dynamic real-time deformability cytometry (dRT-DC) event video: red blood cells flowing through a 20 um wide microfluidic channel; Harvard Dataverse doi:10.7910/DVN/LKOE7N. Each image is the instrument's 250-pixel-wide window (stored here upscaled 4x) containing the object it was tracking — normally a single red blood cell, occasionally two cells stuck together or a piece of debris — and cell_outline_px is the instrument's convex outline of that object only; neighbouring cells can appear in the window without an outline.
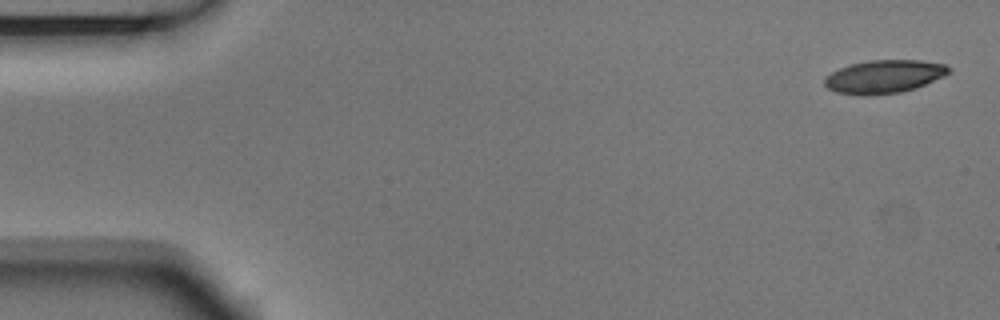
{"species": "Egyptian fruit bat (a non-hibernating species)", "species_latin": "Rousettus aegyptiacus", "temperature_condition": "room temperature", "stored_images_in_passage": 5, "camera_frame_rate_fps": 3000, "um_per_image_px": 0.085, "animal": {"sex": "male"}, "frame": {"image": 1, "passage_image": 1, "time_ms": 0.0, "image_size_px": [1000, 320], "cell_outline_px": [[952, 72], [944, 76], [916, 88], [900, 92], [868, 96], [860, 96], [836, 92], [828, 88], [824, 84], [824, 76], [840, 68], [852, 64], [868, 60], [920, 60], [944, 64], [952, 68]], "centroid_in_image_um": [75.15, 6.52], "position_along_channel_um": 9.8, "area_um2": 24.22}}
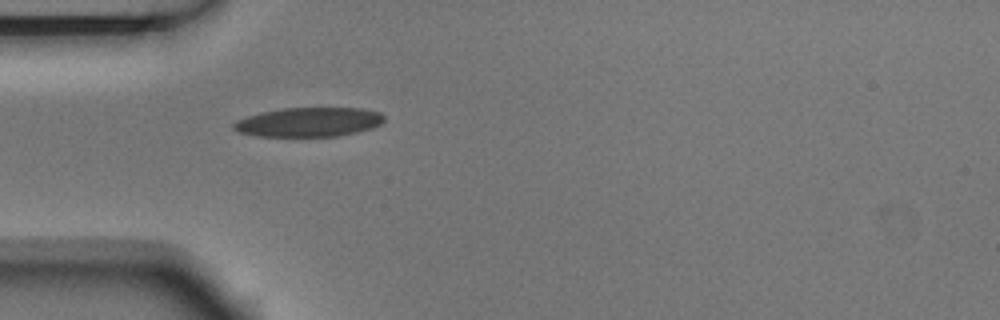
{"frame": {"image": 2, "passage_image": 5, "time_ms": 1.333, "image_size_px": [1000, 320], "cell_outline_px": [[384, 120], [380, 124], [372, 128], [340, 136], [256, 136], [240, 132], [232, 128], [232, 124], [236, 120], [248, 116], [280, 108], [360, 108], [380, 112], [384, 116]], "centroid_in_image_um": [26.25, 10.37], "position_along_channel_um": 58.7, "area_um2": 25.61}}